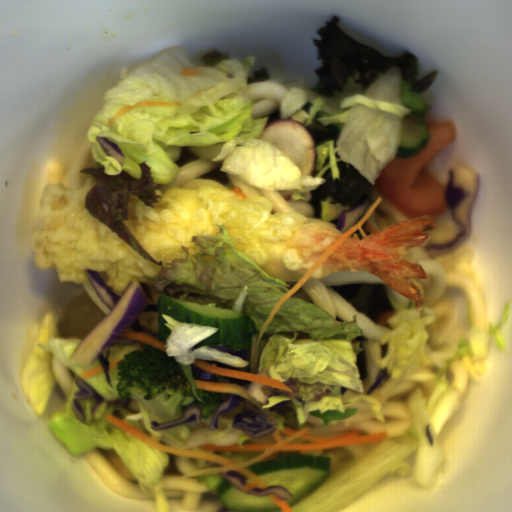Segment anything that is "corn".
<instances>
[{"label":"corn","instance_id":"obj_1","mask_svg":"<svg viewBox=\"0 0 512 512\" xmlns=\"http://www.w3.org/2000/svg\"><path fill=\"white\" fill-rule=\"evenodd\" d=\"M64 171V163L61 160H54L47 173L49 184L53 186L59 184Z\"/></svg>","mask_w":512,"mask_h":512}]
</instances>
